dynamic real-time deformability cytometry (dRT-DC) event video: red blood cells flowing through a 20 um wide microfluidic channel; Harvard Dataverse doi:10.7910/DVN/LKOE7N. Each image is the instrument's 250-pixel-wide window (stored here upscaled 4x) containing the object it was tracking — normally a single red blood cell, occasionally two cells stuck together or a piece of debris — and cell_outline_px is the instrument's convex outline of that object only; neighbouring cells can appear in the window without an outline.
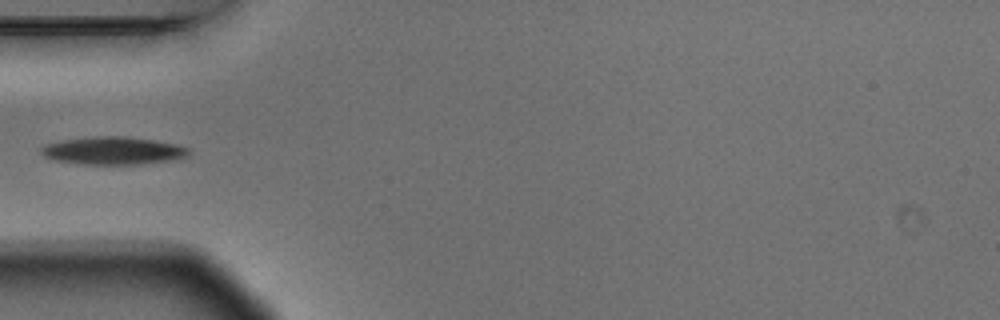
{"species": "Egyptian fruit bat (a non-hibernating species)", "species_latin": "Rousettus aegyptiacus", "temperature_condition": "warm", "stored_images_in_passage": 2, "camera_frame_rate_fps": 3000, "um_per_image_px": 0.085, "animal": {"sex": "male"}, "frame": {"image": 1, "passage_image": 2, "time_ms": 0.333, "image_size_px": [1000, 320], "cell_outline_px": [[188, 156], [180, 160], [140, 164], [84, 164], [52, 160], [44, 156], [40, 152], [40, 148], [44, 144], [64, 140], [96, 136], [124, 136], [152, 140], [176, 144], [188, 148]], "centroid_in_image_um": [9.62, 12.82], "position_along_channel_um": 75.4, "area_um2": 23.99}}